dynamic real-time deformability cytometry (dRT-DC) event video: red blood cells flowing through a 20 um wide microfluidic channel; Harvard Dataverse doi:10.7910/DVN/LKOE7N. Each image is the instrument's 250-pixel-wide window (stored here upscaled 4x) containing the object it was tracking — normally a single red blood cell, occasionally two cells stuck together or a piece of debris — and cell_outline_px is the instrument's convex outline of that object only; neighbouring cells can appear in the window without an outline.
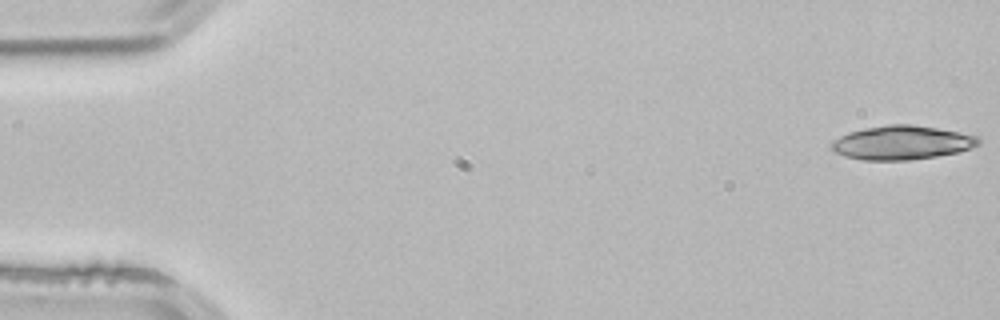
{"species": "common noctule bat (a hibernating species)", "species_latin": "Nyctalus noctula", "temperature_condition": "room temperature", "stored_images_in_passage": 4, "segment_of_instrument_passage": [2, 2], "camera_frame_rate_fps": 3000, "um_per_image_px": 0.085, "animal": {"sex": "male", "body_mass_g": 21.5, "forearm_length_mm": 52.0}, "frame": {"image": 1, "passage_image": 4, "time_ms": 1.0, "image_size_px": [1000, 320], "cell_outline_px": [[980, 144], [956, 152], [936, 156], [908, 160], [864, 160], [844, 156], [836, 152], [828, 144], [832, 140], [848, 132], [864, 128], [888, 124], [912, 124], [936, 128], [980, 136]], "centroid_in_image_um": [76.62, 12.11], "position_along_channel_um": 8.4, "area_um2": 29.02}}